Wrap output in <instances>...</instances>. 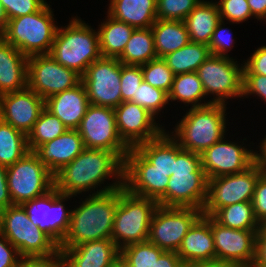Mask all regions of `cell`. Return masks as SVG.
I'll return each instance as SVG.
<instances>
[{
  "label": "cell",
  "instance_id": "obj_1",
  "mask_svg": "<svg viewBox=\"0 0 266 267\" xmlns=\"http://www.w3.org/2000/svg\"><path fill=\"white\" fill-rule=\"evenodd\" d=\"M118 188H123V179H116L103 190H97L71 210L68 231L58 247H74L87 241L111 238Z\"/></svg>",
  "mask_w": 266,
  "mask_h": 267
},
{
  "label": "cell",
  "instance_id": "obj_2",
  "mask_svg": "<svg viewBox=\"0 0 266 267\" xmlns=\"http://www.w3.org/2000/svg\"><path fill=\"white\" fill-rule=\"evenodd\" d=\"M123 171L124 161L115 152L85 148L54 175V187L61 193L75 197L90 189L95 190L108 177L123 179Z\"/></svg>",
  "mask_w": 266,
  "mask_h": 267
},
{
  "label": "cell",
  "instance_id": "obj_3",
  "mask_svg": "<svg viewBox=\"0 0 266 267\" xmlns=\"http://www.w3.org/2000/svg\"><path fill=\"white\" fill-rule=\"evenodd\" d=\"M207 188L201 155L182 149L176 141V160L166 189V207L203 210Z\"/></svg>",
  "mask_w": 266,
  "mask_h": 267
},
{
  "label": "cell",
  "instance_id": "obj_4",
  "mask_svg": "<svg viewBox=\"0 0 266 267\" xmlns=\"http://www.w3.org/2000/svg\"><path fill=\"white\" fill-rule=\"evenodd\" d=\"M226 104L210 103L193 107L175 126L171 135L182 149L202 154L224 138L226 130Z\"/></svg>",
  "mask_w": 266,
  "mask_h": 267
},
{
  "label": "cell",
  "instance_id": "obj_5",
  "mask_svg": "<svg viewBox=\"0 0 266 267\" xmlns=\"http://www.w3.org/2000/svg\"><path fill=\"white\" fill-rule=\"evenodd\" d=\"M50 55L83 76L87 68L102 57L98 32L75 17L67 26L58 27Z\"/></svg>",
  "mask_w": 266,
  "mask_h": 267
},
{
  "label": "cell",
  "instance_id": "obj_6",
  "mask_svg": "<svg viewBox=\"0 0 266 267\" xmlns=\"http://www.w3.org/2000/svg\"><path fill=\"white\" fill-rule=\"evenodd\" d=\"M52 13L46 4L37 12L9 19L1 36L27 57L50 54L58 29Z\"/></svg>",
  "mask_w": 266,
  "mask_h": 267
},
{
  "label": "cell",
  "instance_id": "obj_7",
  "mask_svg": "<svg viewBox=\"0 0 266 267\" xmlns=\"http://www.w3.org/2000/svg\"><path fill=\"white\" fill-rule=\"evenodd\" d=\"M158 206L156 200L131 194L124 187L118 188L111 235L113 242L122 249L132 243L147 241L151 219Z\"/></svg>",
  "mask_w": 266,
  "mask_h": 267
},
{
  "label": "cell",
  "instance_id": "obj_8",
  "mask_svg": "<svg viewBox=\"0 0 266 267\" xmlns=\"http://www.w3.org/2000/svg\"><path fill=\"white\" fill-rule=\"evenodd\" d=\"M0 232L23 259H56L60 256L58 245L46 233L31 224L22 205L8 206L4 210Z\"/></svg>",
  "mask_w": 266,
  "mask_h": 267
},
{
  "label": "cell",
  "instance_id": "obj_9",
  "mask_svg": "<svg viewBox=\"0 0 266 267\" xmlns=\"http://www.w3.org/2000/svg\"><path fill=\"white\" fill-rule=\"evenodd\" d=\"M7 184L13 205L42 196L54 187V175L33 151L7 167Z\"/></svg>",
  "mask_w": 266,
  "mask_h": 267
},
{
  "label": "cell",
  "instance_id": "obj_10",
  "mask_svg": "<svg viewBox=\"0 0 266 267\" xmlns=\"http://www.w3.org/2000/svg\"><path fill=\"white\" fill-rule=\"evenodd\" d=\"M262 174L261 168L254 163L244 172L208 179L202 215L213 216L225 206L252 201L256 183Z\"/></svg>",
  "mask_w": 266,
  "mask_h": 267
},
{
  "label": "cell",
  "instance_id": "obj_11",
  "mask_svg": "<svg viewBox=\"0 0 266 267\" xmlns=\"http://www.w3.org/2000/svg\"><path fill=\"white\" fill-rule=\"evenodd\" d=\"M169 176L156 169L136 148H130L124 159L123 187L131 194L156 200L166 207Z\"/></svg>",
  "mask_w": 266,
  "mask_h": 267
},
{
  "label": "cell",
  "instance_id": "obj_12",
  "mask_svg": "<svg viewBox=\"0 0 266 267\" xmlns=\"http://www.w3.org/2000/svg\"><path fill=\"white\" fill-rule=\"evenodd\" d=\"M235 59L210 55L196 73L203 84L206 96L214 95L212 103L225 104L226 99L242 97L243 64Z\"/></svg>",
  "mask_w": 266,
  "mask_h": 267
},
{
  "label": "cell",
  "instance_id": "obj_13",
  "mask_svg": "<svg viewBox=\"0 0 266 267\" xmlns=\"http://www.w3.org/2000/svg\"><path fill=\"white\" fill-rule=\"evenodd\" d=\"M77 131L85 148L115 152L123 161L130 150L117 131L114 108L90 104Z\"/></svg>",
  "mask_w": 266,
  "mask_h": 267
},
{
  "label": "cell",
  "instance_id": "obj_14",
  "mask_svg": "<svg viewBox=\"0 0 266 267\" xmlns=\"http://www.w3.org/2000/svg\"><path fill=\"white\" fill-rule=\"evenodd\" d=\"M202 215L195 208L158 206L151 219L148 241L167 252H177L183 237Z\"/></svg>",
  "mask_w": 266,
  "mask_h": 267
},
{
  "label": "cell",
  "instance_id": "obj_15",
  "mask_svg": "<svg viewBox=\"0 0 266 267\" xmlns=\"http://www.w3.org/2000/svg\"><path fill=\"white\" fill-rule=\"evenodd\" d=\"M27 76V86L44 100L82 82L81 75L58 63L50 54L29 56Z\"/></svg>",
  "mask_w": 266,
  "mask_h": 267
},
{
  "label": "cell",
  "instance_id": "obj_16",
  "mask_svg": "<svg viewBox=\"0 0 266 267\" xmlns=\"http://www.w3.org/2000/svg\"><path fill=\"white\" fill-rule=\"evenodd\" d=\"M72 196L53 187L46 194L22 204L31 224L46 233L58 246L68 231L71 216V210H66L63 202Z\"/></svg>",
  "mask_w": 266,
  "mask_h": 267
},
{
  "label": "cell",
  "instance_id": "obj_17",
  "mask_svg": "<svg viewBox=\"0 0 266 267\" xmlns=\"http://www.w3.org/2000/svg\"><path fill=\"white\" fill-rule=\"evenodd\" d=\"M121 62L117 58L101 57L82 76L90 104L116 108L122 103Z\"/></svg>",
  "mask_w": 266,
  "mask_h": 267
},
{
  "label": "cell",
  "instance_id": "obj_18",
  "mask_svg": "<svg viewBox=\"0 0 266 267\" xmlns=\"http://www.w3.org/2000/svg\"><path fill=\"white\" fill-rule=\"evenodd\" d=\"M242 146L222 138L206 149L201 154V163L207 178L237 174L251 167L255 163V152Z\"/></svg>",
  "mask_w": 266,
  "mask_h": 267
},
{
  "label": "cell",
  "instance_id": "obj_19",
  "mask_svg": "<svg viewBox=\"0 0 266 267\" xmlns=\"http://www.w3.org/2000/svg\"><path fill=\"white\" fill-rule=\"evenodd\" d=\"M114 111L119 136L129 148L155 139L164 131L154 116L134 102H122Z\"/></svg>",
  "mask_w": 266,
  "mask_h": 267
},
{
  "label": "cell",
  "instance_id": "obj_20",
  "mask_svg": "<svg viewBox=\"0 0 266 267\" xmlns=\"http://www.w3.org/2000/svg\"><path fill=\"white\" fill-rule=\"evenodd\" d=\"M211 229L216 259L227 260L241 267H251L258 230L232 229L221 225L212 216Z\"/></svg>",
  "mask_w": 266,
  "mask_h": 267
},
{
  "label": "cell",
  "instance_id": "obj_21",
  "mask_svg": "<svg viewBox=\"0 0 266 267\" xmlns=\"http://www.w3.org/2000/svg\"><path fill=\"white\" fill-rule=\"evenodd\" d=\"M44 108L45 100L28 86L20 91L0 95L1 120L26 135Z\"/></svg>",
  "mask_w": 266,
  "mask_h": 267
},
{
  "label": "cell",
  "instance_id": "obj_22",
  "mask_svg": "<svg viewBox=\"0 0 266 267\" xmlns=\"http://www.w3.org/2000/svg\"><path fill=\"white\" fill-rule=\"evenodd\" d=\"M60 255L72 267H112L121 249L111 238L83 242L74 247H59Z\"/></svg>",
  "mask_w": 266,
  "mask_h": 267
},
{
  "label": "cell",
  "instance_id": "obj_23",
  "mask_svg": "<svg viewBox=\"0 0 266 267\" xmlns=\"http://www.w3.org/2000/svg\"><path fill=\"white\" fill-rule=\"evenodd\" d=\"M184 266L216 259L211 216L201 215L183 237L177 250Z\"/></svg>",
  "mask_w": 266,
  "mask_h": 267
},
{
  "label": "cell",
  "instance_id": "obj_24",
  "mask_svg": "<svg viewBox=\"0 0 266 267\" xmlns=\"http://www.w3.org/2000/svg\"><path fill=\"white\" fill-rule=\"evenodd\" d=\"M85 149L77 129H68L54 140L38 146L33 152L39 160L55 175L73 161Z\"/></svg>",
  "mask_w": 266,
  "mask_h": 267
},
{
  "label": "cell",
  "instance_id": "obj_25",
  "mask_svg": "<svg viewBox=\"0 0 266 267\" xmlns=\"http://www.w3.org/2000/svg\"><path fill=\"white\" fill-rule=\"evenodd\" d=\"M90 102L84 84L48 97L45 108L57 116L67 129H77Z\"/></svg>",
  "mask_w": 266,
  "mask_h": 267
},
{
  "label": "cell",
  "instance_id": "obj_26",
  "mask_svg": "<svg viewBox=\"0 0 266 267\" xmlns=\"http://www.w3.org/2000/svg\"><path fill=\"white\" fill-rule=\"evenodd\" d=\"M28 57L0 35V95L27 87Z\"/></svg>",
  "mask_w": 266,
  "mask_h": 267
},
{
  "label": "cell",
  "instance_id": "obj_27",
  "mask_svg": "<svg viewBox=\"0 0 266 267\" xmlns=\"http://www.w3.org/2000/svg\"><path fill=\"white\" fill-rule=\"evenodd\" d=\"M156 0H110L108 14L136 28H150L157 20Z\"/></svg>",
  "mask_w": 266,
  "mask_h": 267
},
{
  "label": "cell",
  "instance_id": "obj_28",
  "mask_svg": "<svg viewBox=\"0 0 266 267\" xmlns=\"http://www.w3.org/2000/svg\"><path fill=\"white\" fill-rule=\"evenodd\" d=\"M216 2H201L183 20L191 42L209 45L212 34L220 21Z\"/></svg>",
  "mask_w": 266,
  "mask_h": 267
},
{
  "label": "cell",
  "instance_id": "obj_29",
  "mask_svg": "<svg viewBox=\"0 0 266 267\" xmlns=\"http://www.w3.org/2000/svg\"><path fill=\"white\" fill-rule=\"evenodd\" d=\"M157 58L173 53L190 42L183 21L157 19L151 26Z\"/></svg>",
  "mask_w": 266,
  "mask_h": 267
},
{
  "label": "cell",
  "instance_id": "obj_30",
  "mask_svg": "<svg viewBox=\"0 0 266 267\" xmlns=\"http://www.w3.org/2000/svg\"><path fill=\"white\" fill-rule=\"evenodd\" d=\"M107 17L97 31L101 56L118 58L124 51L135 28L109 14Z\"/></svg>",
  "mask_w": 266,
  "mask_h": 267
},
{
  "label": "cell",
  "instance_id": "obj_31",
  "mask_svg": "<svg viewBox=\"0 0 266 267\" xmlns=\"http://www.w3.org/2000/svg\"><path fill=\"white\" fill-rule=\"evenodd\" d=\"M164 130L155 139L139 144L136 149L158 170L173 174L176 140Z\"/></svg>",
  "mask_w": 266,
  "mask_h": 267
},
{
  "label": "cell",
  "instance_id": "obj_32",
  "mask_svg": "<svg viewBox=\"0 0 266 267\" xmlns=\"http://www.w3.org/2000/svg\"><path fill=\"white\" fill-rule=\"evenodd\" d=\"M153 33L150 28H136L122 54L117 58L123 65L141 66L156 59Z\"/></svg>",
  "mask_w": 266,
  "mask_h": 267
},
{
  "label": "cell",
  "instance_id": "obj_33",
  "mask_svg": "<svg viewBox=\"0 0 266 267\" xmlns=\"http://www.w3.org/2000/svg\"><path fill=\"white\" fill-rule=\"evenodd\" d=\"M210 55L211 52L208 45L190 41L187 45L165 55L162 59L172 72L177 75L196 72Z\"/></svg>",
  "mask_w": 266,
  "mask_h": 267
},
{
  "label": "cell",
  "instance_id": "obj_34",
  "mask_svg": "<svg viewBox=\"0 0 266 267\" xmlns=\"http://www.w3.org/2000/svg\"><path fill=\"white\" fill-rule=\"evenodd\" d=\"M206 95L203 84L196 72L177 74L174 77L172 87L168 93L169 101L179 100L185 104H191V108L208 105L211 102L201 103Z\"/></svg>",
  "mask_w": 266,
  "mask_h": 267
},
{
  "label": "cell",
  "instance_id": "obj_35",
  "mask_svg": "<svg viewBox=\"0 0 266 267\" xmlns=\"http://www.w3.org/2000/svg\"><path fill=\"white\" fill-rule=\"evenodd\" d=\"M28 152L27 135L0 120V165L9 167Z\"/></svg>",
  "mask_w": 266,
  "mask_h": 267
},
{
  "label": "cell",
  "instance_id": "obj_36",
  "mask_svg": "<svg viewBox=\"0 0 266 267\" xmlns=\"http://www.w3.org/2000/svg\"><path fill=\"white\" fill-rule=\"evenodd\" d=\"M223 226L239 230H259L252 201L239 202L220 208L213 216Z\"/></svg>",
  "mask_w": 266,
  "mask_h": 267
},
{
  "label": "cell",
  "instance_id": "obj_37",
  "mask_svg": "<svg viewBox=\"0 0 266 267\" xmlns=\"http://www.w3.org/2000/svg\"><path fill=\"white\" fill-rule=\"evenodd\" d=\"M66 130L68 129L62 121L44 108L38 120L34 123L32 130L27 135L29 151H34L38 146L54 140Z\"/></svg>",
  "mask_w": 266,
  "mask_h": 267
},
{
  "label": "cell",
  "instance_id": "obj_38",
  "mask_svg": "<svg viewBox=\"0 0 266 267\" xmlns=\"http://www.w3.org/2000/svg\"><path fill=\"white\" fill-rule=\"evenodd\" d=\"M161 248L147 241L132 243L121 249V256L134 267H154L164 253Z\"/></svg>",
  "mask_w": 266,
  "mask_h": 267
},
{
  "label": "cell",
  "instance_id": "obj_39",
  "mask_svg": "<svg viewBox=\"0 0 266 267\" xmlns=\"http://www.w3.org/2000/svg\"><path fill=\"white\" fill-rule=\"evenodd\" d=\"M143 80L152 87L170 92L175 74L162 58L153 59L141 65Z\"/></svg>",
  "mask_w": 266,
  "mask_h": 267
},
{
  "label": "cell",
  "instance_id": "obj_40",
  "mask_svg": "<svg viewBox=\"0 0 266 267\" xmlns=\"http://www.w3.org/2000/svg\"><path fill=\"white\" fill-rule=\"evenodd\" d=\"M131 102H134L146 109L152 116L159 114L163 107L169 102L168 93L152 87L149 83L142 81L140 87L136 91V97Z\"/></svg>",
  "mask_w": 266,
  "mask_h": 267
},
{
  "label": "cell",
  "instance_id": "obj_41",
  "mask_svg": "<svg viewBox=\"0 0 266 267\" xmlns=\"http://www.w3.org/2000/svg\"><path fill=\"white\" fill-rule=\"evenodd\" d=\"M160 20L183 21L201 0H156Z\"/></svg>",
  "mask_w": 266,
  "mask_h": 267
},
{
  "label": "cell",
  "instance_id": "obj_42",
  "mask_svg": "<svg viewBox=\"0 0 266 267\" xmlns=\"http://www.w3.org/2000/svg\"><path fill=\"white\" fill-rule=\"evenodd\" d=\"M143 81L141 66L123 65L121 63V94L122 102L131 101Z\"/></svg>",
  "mask_w": 266,
  "mask_h": 267
},
{
  "label": "cell",
  "instance_id": "obj_43",
  "mask_svg": "<svg viewBox=\"0 0 266 267\" xmlns=\"http://www.w3.org/2000/svg\"><path fill=\"white\" fill-rule=\"evenodd\" d=\"M216 3L221 20L238 24L252 17L247 0H219Z\"/></svg>",
  "mask_w": 266,
  "mask_h": 267
},
{
  "label": "cell",
  "instance_id": "obj_44",
  "mask_svg": "<svg viewBox=\"0 0 266 267\" xmlns=\"http://www.w3.org/2000/svg\"><path fill=\"white\" fill-rule=\"evenodd\" d=\"M0 2L7 20L37 12L47 4L45 0H0Z\"/></svg>",
  "mask_w": 266,
  "mask_h": 267
},
{
  "label": "cell",
  "instance_id": "obj_45",
  "mask_svg": "<svg viewBox=\"0 0 266 267\" xmlns=\"http://www.w3.org/2000/svg\"><path fill=\"white\" fill-rule=\"evenodd\" d=\"M223 24L224 20H220L212 34L208 46L211 55L229 57L227 53L234 47L232 46V44H234V39H232V34L229 33L230 31L222 26Z\"/></svg>",
  "mask_w": 266,
  "mask_h": 267
},
{
  "label": "cell",
  "instance_id": "obj_46",
  "mask_svg": "<svg viewBox=\"0 0 266 267\" xmlns=\"http://www.w3.org/2000/svg\"><path fill=\"white\" fill-rule=\"evenodd\" d=\"M254 216L260 225L266 223V175L262 174L255 186L252 199Z\"/></svg>",
  "mask_w": 266,
  "mask_h": 267
},
{
  "label": "cell",
  "instance_id": "obj_47",
  "mask_svg": "<svg viewBox=\"0 0 266 267\" xmlns=\"http://www.w3.org/2000/svg\"><path fill=\"white\" fill-rule=\"evenodd\" d=\"M258 95L266 102V76L260 74H243L242 97Z\"/></svg>",
  "mask_w": 266,
  "mask_h": 267
},
{
  "label": "cell",
  "instance_id": "obj_48",
  "mask_svg": "<svg viewBox=\"0 0 266 267\" xmlns=\"http://www.w3.org/2000/svg\"><path fill=\"white\" fill-rule=\"evenodd\" d=\"M22 260L18 250L0 232V267H16Z\"/></svg>",
  "mask_w": 266,
  "mask_h": 267
},
{
  "label": "cell",
  "instance_id": "obj_49",
  "mask_svg": "<svg viewBox=\"0 0 266 267\" xmlns=\"http://www.w3.org/2000/svg\"><path fill=\"white\" fill-rule=\"evenodd\" d=\"M243 74L266 76V46L259 47L243 65Z\"/></svg>",
  "mask_w": 266,
  "mask_h": 267
},
{
  "label": "cell",
  "instance_id": "obj_50",
  "mask_svg": "<svg viewBox=\"0 0 266 267\" xmlns=\"http://www.w3.org/2000/svg\"><path fill=\"white\" fill-rule=\"evenodd\" d=\"M251 267H266V225H261L256 235L254 260Z\"/></svg>",
  "mask_w": 266,
  "mask_h": 267
},
{
  "label": "cell",
  "instance_id": "obj_51",
  "mask_svg": "<svg viewBox=\"0 0 266 267\" xmlns=\"http://www.w3.org/2000/svg\"><path fill=\"white\" fill-rule=\"evenodd\" d=\"M12 205L7 184V167L0 165V206L6 209Z\"/></svg>",
  "mask_w": 266,
  "mask_h": 267
},
{
  "label": "cell",
  "instance_id": "obj_52",
  "mask_svg": "<svg viewBox=\"0 0 266 267\" xmlns=\"http://www.w3.org/2000/svg\"><path fill=\"white\" fill-rule=\"evenodd\" d=\"M154 267H184L177 252L165 251L156 261Z\"/></svg>",
  "mask_w": 266,
  "mask_h": 267
},
{
  "label": "cell",
  "instance_id": "obj_53",
  "mask_svg": "<svg viewBox=\"0 0 266 267\" xmlns=\"http://www.w3.org/2000/svg\"><path fill=\"white\" fill-rule=\"evenodd\" d=\"M252 16L266 20V0H247Z\"/></svg>",
  "mask_w": 266,
  "mask_h": 267
},
{
  "label": "cell",
  "instance_id": "obj_54",
  "mask_svg": "<svg viewBox=\"0 0 266 267\" xmlns=\"http://www.w3.org/2000/svg\"><path fill=\"white\" fill-rule=\"evenodd\" d=\"M184 267H241V266L227 260L212 259L208 261H202L186 265Z\"/></svg>",
  "mask_w": 266,
  "mask_h": 267
},
{
  "label": "cell",
  "instance_id": "obj_55",
  "mask_svg": "<svg viewBox=\"0 0 266 267\" xmlns=\"http://www.w3.org/2000/svg\"><path fill=\"white\" fill-rule=\"evenodd\" d=\"M260 150L259 154L256 151L255 152V163L261 168L263 171L266 168V136L262 140L261 145H260Z\"/></svg>",
  "mask_w": 266,
  "mask_h": 267
},
{
  "label": "cell",
  "instance_id": "obj_56",
  "mask_svg": "<svg viewBox=\"0 0 266 267\" xmlns=\"http://www.w3.org/2000/svg\"><path fill=\"white\" fill-rule=\"evenodd\" d=\"M16 267H45V259H23Z\"/></svg>",
  "mask_w": 266,
  "mask_h": 267
},
{
  "label": "cell",
  "instance_id": "obj_57",
  "mask_svg": "<svg viewBox=\"0 0 266 267\" xmlns=\"http://www.w3.org/2000/svg\"><path fill=\"white\" fill-rule=\"evenodd\" d=\"M45 267H69V263L60 255L56 259H45Z\"/></svg>",
  "mask_w": 266,
  "mask_h": 267
},
{
  "label": "cell",
  "instance_id": "obj_58",
  "mask_svg": "<svg viewBox=\"0 0 266 267\" xmlns=\"http://www.w3.org/2000/svg\"><path fill=\"white\" fill-rule=\"evenodd\" d=\"M7 17L3 5L0 2V35L4 32L7 26Z\"/></svg>",
  "mask_w": 266,
  "mask_h": 267
},
{
  "label": "cell",
  "instance_id": "obj_59",
  "mask_svg": "<svg viewBox=\"0 0 266 267\" xmlns=\"http://www.w3.org/2000/svg\"><path fill=\"white\" fill-rule=\"evenodd\" d=\"M118 262L122 265V267H134L131 266L121 255L119 257Z\"/></svg>",
  "mask_w": 266,
  "mask_h": 267
},
{
  "label": "cell",
  "instance_id": "obj_60",
  "mask_svg": "<svg viewBox=\"0 0 266 267\" xmlns=\"http://www.w3.org/2000/svg\"><path fill=\"white\" fill-rule=\"evenodd\" d=\"M4 210H5V208H3V207L0 206V231H1L2 226H3V214H4Z\"/></svg>",
  "mask_w": 266,
  "mask_h": 267
},
{
  "label": "cell",
  "instance_id": "obj_61",
  "mask_svg": "<svg viewBox=\"0 0 266 267\" xmlns=\"http://www.w3.org/2000/svg\"><path fill=\"white\" fill-rule=\"evenodd\" d=\"M112 267H122V265L119 263V262H117L115 265H113Z\"/></svg>",
  "mask_w": 266,
  "mask_h": 267
}]
</instances>
